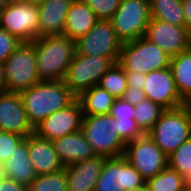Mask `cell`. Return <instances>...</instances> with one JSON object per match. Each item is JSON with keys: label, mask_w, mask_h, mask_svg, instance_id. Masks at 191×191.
I'll list each match as a JSON object with an SVG mask.
<instances>
[{"label": "cell", "mask_w": 191, "mask_h": 191, "mask_svg": "<svg viewBox=\"0 0 191 191\" xmlns=\"http://www.w3.org/2000/svg\"><path fill=\"white\" fill-rule=\"evenodd\" d=\"M116 181V157L106 158L94 191H121Z\"/></svg>", "instance_id": "4dcf8cb0"}, {"label": "cell", "mask_w": 191, "mask_h": 191, "mask_svg": "<svg viewBox=\"0 0 191 191\" xmlns=\"http://www.w3.org/2000/svg\"><path fill=\"white\" fill-rule=\"evenodd\" d=\"M28 191H67L65 169L55 173L37 175L28 186Z\"/></svg>", "instance_id": "f1b7e54d"}, {"label": "cell", "mask_w": 191, "mask_h": 191, "mask_svg": "<svg viewBox=\"0 0 191 191\" xmlns=\"http://www.w3.org/2000/svg\"><path fill=\"white\" fill-rule=\"evenodd\" d=\"M185 190L191 191V171L182 175Z\"/></svg>", "instance_id": "b9f144b4"}, {"label": "cell", "mask_w": 191, "mask_h": 191, "mask_svg": "<svg viewBox=\"0 0 191 191\" xmlns=\"http://www.w3.org/2000/svg\"><path fill=\"white\" fill-rule=\"evenodd\" d=\"M6 179V177L0 172V186L3 184V181Z\"/></svg>", "instance_id": "bcb514c9"}, {"label": "cell", "mask_w": 191, "mask_h": 191, "mask_svg": "<svg viewBox=\"0 0 191 191\" xmlns=\"http://www.w3.org/2000/svg\"><path fill=\"white\" fill-rule=\"evenodd\" d=\"M116 177L121 191L145 188L146 181L124 156L116 157Z\"/></svg>", "instance_id": "d4e9b609"}, {"label": "cell", "mask_w": 191, "mask_h": 191, "mask_svg": "<svg viewBox=\"0 0 191 191\" xmlns=\"http://www.w3.org/2000/svg\"><path fill=\"white\" fill-rule=\"evenodd\" d=\"M73 0H46L38 4L40 37L62 35Z\"/></svg>", "instance_id": "d6986e66"}, {"label": "cell", "mask_w": 191, "mask_h": 191, "mask_svg": "<svg viewBox=\"0 0 191 191\" xmlns=\"http://www.w3.org/2000/svg\"><path fill=\"white\" fill-rule=\"evenodd\" d=\"M28 154L37 175H45L64 169L52 141L35 133L28 136Z\"/></svg>", "instance_id": "e0dca14e"}, {"label": "cell", "mask_w": 191, "mask_h": 191, "mask_svg": "<svg viewBox=\"0 0 191 191\" xmlns=\"http://www.w3.org/2000/svg\"><path fill=\"white\" fill-rule=\"evenodd\" d=\"M24 139V136L0 131V165L10 157L13 151Z\"/></svg>", "instance_id": "d6a6232c"}, {"label": "cell", "mask_w": 191, "mask_h": 191, "mask_svg": "<svg viewBox=\"0 0 191 191\" xmlns=\"http://www.w3.org/2000/svg\"><path fill=\"white\" fill-rule=\"evenodd\" d=\"M6 91L20 93L41 82L33 42H21L3 63Z\"/></svg>", "instance_id": "8992f818"}, {"label": "cell", "mask_w": 191, "mask_h": 191, "mask_svg": "<svg viewBox=\"0 0 191 191\" xmlns=\"http://www.w3.org/2000/svg\"><path fill=\"white\" fill-rule=\"evenodd\" d=\"M123 156L145 181L168 167V156L147 134L128 142Z\"/></svg>", "instance_id": "8fae6325"}, {"label": "cell", "mask_w": 191, "mask_h": 191, "mask_svg": "<svg viewBox=\"0 0 191 191\" xmlns=\"http://www.w3.org/2000/svg\"><path fill=\"white\" fill-rule=\"evenodd\" d=\"M0 172L10 180L25 186L37 176L28 154V136L17 146L10 157L0 165Z\"/></svg>", "instance_id": "ac0fdd59"}, {"label": "cell", "mask_w": 191, "mask_h": 191, "mask_svg": "<svg viewBox=\"0 0 191 191\" xmlns=\"http://www.w3.org/2000/svg\"><path fill=\"white\" fill-rule=\"evenodd\" d=\"M122 99L126 102H129L133 106L138 105L140 102L146 99L145 93L143 90L133 89V87H127L122 96Z\"/></svg>", "instance_id": "8d00e7d4"}, {"label": "cell", "mask_w": 191, "mask_h": 191, "mask_svg": "<svg viewBox=\"0 0 191 191\" xmlns=\"http://www.w3.org/2000/svg\"><path fill=\"white\" fill-rule=\"evenodd\" d=\"M76 53L83 56L100 55L119 61L122 41L117 37L111 20L99 19L95 26L76 41Z\"/></svg>", "instance_id": "30bf717a"}, {"label": "cell", "mask_w": 191, "mask_h": 191, "mask_svg": "<svg viewBox=\"0 0 191 191\" xmlns=\"http://www.w3.org/2000/svg\"><path fill=\"white\" fill-rule=\"evenodd\" d=\"M146 134L169 156L191 137V112L184 105L166 109Z\"/></svg>", "instance_id": "277c9868"}, {"label": "cell", "mask_w": 191, "mask_h": 191, "mask_svg": "<svg viewBox=\"0 0 191 191\" xmlns=\"http://www.w3.org/2000/svg\"><path fill=\"white\" fill-rule=\"evenodd\" d=\"M169 68L180 97L185 100L191 94V47L171 57Z\"/></svg>", "instance_id": "603a6c76"}, {"label": "cell", "mask_w": 191, "mask_h": 191, "mask_svg": "<svg viewBox=\"0 0 191 191\" xmlns=\"http://www.w3.org/2000/svg\"><path fill=\"white\" fill-rule=\"evenodd\" d=\"M120 138L127 144L145 135L135 119L116 120Z\"/></svg>", "instance_id": "836d02e7"}, {"label": "cell", "mask_w": 191, "mask_h": 191, "mask_svg": "<svg viewBox=\"0 0 191 191\" xmlns=\"http://www.w3.org/2000/svg\"><path fill=\"white\" fill-rule=\"evenodd\" d=\"M171 57L158 45L144 36L122 44L118 63L125 71H137L147 75L169 68Z\"/></svg>", "instance_id": "5b68a950"}, {"label": "cell", "mask_w": 191, "mask_h": 191, "mask_svg": "<svg viewBox=\"0 0 191 191\" xmlns=\"http://www.w3.org/2000/svg\"><path fill=\"white\" fill-rule=\"evenodd\" d=\"M184 12V27L191 35V0H182Z\"/></svg>", "instance_id": "ab89813d"}, {"label": "cell", "mask_w": 191, "mask_h": 191, "mask_svg": "<svg viewBox=\"0 0 191 191\" xmlns=\"http://www.w3.org/2000/svg\"><path fill=\"white\" fill-rule=\"evenodd\" d=\"M144 37L174 57L191 47V35L180 27L158 19H151Z\"/></svg>", "instance_id": "4fadbf2b"}, {"label": "cell", "mask_w": 191, "mask_h": 191, "mask_svg": "<svg viewBox=\"0 0 191 191\" xmlns=\"http://www.w3.org/2000/svg\"><path fill=\"white\" fill-rule=\"evenodd\" d=\"M77 99L81 104L83 115H102L110 114L116 98L105 89L95 85L83 91Z\"/></svg>", "instance_id": "7402d4cb"}, {"label": "cell", "mask_w": 191, "mask_h": 191, "mask_svg": "<svg viewBox=\"0 0 191 191\" xmlns=\"http://www.w3.org/2000/svg\"><path fill=\"white\" fill-rule=\"evenodd\" d=\"M25 1H29V2H31V3H33V4H40V3H42L43 1H46V0H25Z\"/></svg>", "instance_id": "ee69618b"}, {"label": "cell", "mask_w": 191, "mask_h": 191, "mask_svg": "<svg viewBox=\"0 0 191 191\" xmlns=\"http://www.w3.org/2000/svg\"><path fill=\"white\" fill-rule=\"evenodd\" d=\"M98 86L116 99L122 98L128 87L124 68L118 62L114 63L101 77Z\"/></svg>", "instance_id": "4316f807"}, {"label": "cell", "mask_w": 191, "mask_h": 191, "mask_svg": "<svg viewBox=\"0 0 191 191\" xmlns=\"http://www.w3.org/2000/svg\"><path fill=\"white\" fill-rule=\"evenodd\" d=\"M115 62L110 57L75 54L64 77L65 85L78 97L83 91L98 85L101 77Z\"/></svg>", "instance_id": "ba28073f"}, {"label": "cell", "mask_w": 191, "mask_h": 191, "mask_svg": "<svg viewBox=\"0 0 191 191\" xmlns=\"http://www.w3.org/2000/svg\"><path fill=\"white\" fill-rule=\"evenodd\" d=\"M127 85L128 87H133V89L143 90L144 81L146 78L145 74L137 71H125Z\"/></svg>", "instance_id": "74e56055"}, {"label": "cell", "mask_w": 191, "mask_h": 191, "mask_svg": "<svg viewBox=\"0 0 191 191\" xmlns=\"http://www.w3.org/2000/svg\"><path fill=\"white\" fill-rule=\"evenodd\" d=\"M41 80H64L76 54V42L64 35H47L32 41Z\"/></svg>", "instance_id": "7a4b0ae2"}, {"label": "cell", "mask_w": 191, "mask_h": 191, "mask_svg": "<svg viewBox=\"0 0 191 191\" xmlns=\"http://www.w3.org/2000/svg\"><path fill=\"white\" fill-rule=\"evenodd\" d=\"M0 28L21 42L39 39L38 5L25 0L6 4L0 11Z\"/></svg>", "instance_id": "52a82bcc"}, {"label": "cell", "mask_w": 191, "mask_h": 191, "mask_svg": "<svg viewBox=\"0 0 191 191\" xmlns=\"http://www.w3.org/2000/svg\"><path fill=\"white\" fill-rule=\"evenodd\" d=\"M166 109L161 105L145 99L135 106V120L140 129L146 134L160 119Z\"/></svg>", "instance_id": "83f0119b"}, {"label": "cell", "mask_w": 191, "mask_h": 191, "mask_svg": "<svg viewBox=\"0 0 191 191\" xmlns=\"http://www.w3.org/2000/svg\"><path fill=\"white\" fill-rule=\"evenodd\" d=\"M19 1H22V0H4V3L11 4V3H18Z\"/></svg>", "instance_id": "f6af8a7d"}, {"label": "cell", "mask_w": 191, "mask_h": 191, "mask_svg": "<svg viewBox=\"0 0 191 191\" xmlns=\"http://www.w3.org/2000/svg\"><path fill=\"white\" fill-rule=\"evenodd\" d=\"M52 143L64 167L97 156L81 130L55 139Z\"/></svg>", "instance_id": "ffe728a7"}, {"label": "cell", "mask_w": 191, "mask_h": 191, "mask_svg": "<svg viewBox=\"0 0 191 191\" xmlns=\"http://www.w3.org/2000/svg\"><path fill=\"white\" fill-rule=\"evenodd\" d=\"M146 191H183L184 183L182 174L170 169H163L145 184Z\"/></svg>", "instance_id": "484cf974"}, {"label": "cell", "mask_w": 191, "mask_h": 191, "mask_svg": "<svg viewBox=\"0 0 191 191\" xmlns=\"http://www.w3.org/2000/svg\"><path fill=\"white\" fill-rule=\"evenodd\" d=\"M143 91L146 99L165 109H174L184 105V100L177 92L170 68L148 73L144 81Z\"/></svg>", "instance_id": "5bb4252c"}, {"label": "cell", "mask_w": 191, "mask_h": 191, "mask_svg": "<svg viewBox=\"0 0 191 191\" xmlns=\"http://www.w3.org/2000/svg\"><path fill=\"white\" fill-rule=\"evenodd\" d=\"M86 4L96 14L98 19L110 20L118 7L121 0H84Z\"/></svg>", "instance_id": "1f68e13d"}, {"label": "cell", "mask_w": 191, "mask_h": 191, "mask_svg": "<svg viewBox=\"0 0 191 191\" xmlns=\"http://www.w3.org/2000/svg\"><path fill=\"white\" fill-rule=\"evenodd\" d=\"M168 167L182 175L191 171V137L168 156Z\"/></svg>", "instance_id": "f546056e"}, {"label": "cell", "mask_w": 191, "mask_h": 191, "mask_svg": "<svg viewBox=\"0 0 191 191\" xmlns=\"http://www.w3.org/2000/svg\"><path fill=\"white\" fill-rule=\"evenodd\" d=\"M98 20L84 0H73L65 19L62 35L76 41L86 35Z\"/></svg>", "instance_id": "44dd1931"}, {"label": "cell", "mask_w": 191, "mask_h": 191, "mask_svg": "<svg viewBox=\"0 0 191 191\" xmlns=\"http://www.w3.org/2000/svg\"><path fill=\"white\" fill-rule=\"evenodd\" d=\"M0 131L11 132L25 138L34 133L19 93H0Z\"/></svg>", "instance_id": "9a60e30c"}, {"label": "cell", "mask_w": 191, "mask_h": 191, "mask_svg": "<svg viewBox=\"0 0 191 191\" xmlns=\"http://www.w3.org/2000/svg\"><path fill=\"white\" fill-rule=\"evenodd\" d=\"M117 121L110 114L83 115L81 131L97 156H123L126 143L120 138Z\"/></svg>", "instance_id": "3957f363"}, {"label": "cell", "mask_w": 191, "mask_h": 191, "mask_svg": "<svg viewBox=\"0 0 191 191\" xmlns=\"http://www.w3.org/2000/svg\"><path fill=\"white\" fill-rule=\"evenodd\" d=\"M6 91V83H5V76H4V68L3 64L0 63V93Z\"/></svg>", "instance_id": "60d3db41"}, {"label": "cell", "mask_w": 191, "mask_h": 191, "mask_svg": "<svg viewBox=\"0 0 191 191\" xmlns=\"http://www.w3.org/2000/svg\"><path fill=\"white\" fill-rule=\"evenodd\" d=\"M5 5L4 0H0V9H2Z\"/></svg>", "instance_id": "c3c4849f"}, {"label": "cell", "mask_w": 191, "mask_h": 191, "mask_svg": "<svg viewBox=\"0 0 191 191\" xmlns=\"http://www.w3.org/2000/svg\"><path fill=\"white\" fill-rule=\"evenodd\" d=\"M110 115L116 120H129L135 118V106L122 98L114 100Z\"/></svg>", "instance_id": "d590c367"}, {"label": "cell", "mask_w": 191, "mask_h": 191, "mask_svg": "<svg viewBox=\"0 0 191 191\" xmlns=\"http://www.w3.org/2000/svg\"><path fill=\"white\" fill-rule=\"evenodd\" d=\"M151 19L184 27L182 0H149Z\"/></svg>", "instance_id": "cb8c5ba5"}, {"label": "cell", "mask_w": 191, "mask_h": 191, "mask_svg": "<svg viewBox=\"0 0 191 191\" xmlns=\"http://www.w3.org/2000/svg\"><path fill=\"white\" fill-rule=\"evenodd\" d=\"M83 112L76 98L69 106L52 113L34 127V133L49 141L81 130Z\"/></svg>", "instance_id": "7c38bea8"}, {"label": "cell", "mask_w": 191, "mask_h": 191, "mask_svg": "<svg viewBox=\"0 0 191 191\" xmlns=\"http://www.w3.org/2000/svg\"><path fill=\"white\" fill-rule=\"evenodd\" d=\"M125 191H146V188H139L135 190H125Z\"/></svg>", "instance_id": "7dc6e473"}, {"label": "cell", "mask_w": 191, "mask_h": 191, "mask_svg": "<svg viewBox=\"0 0 191 191\" xmlns=\"http://www.w3.org/2000/svg\"><path fill=\"white\" fill-rule=\"evenodd\" d=\"M184 106L191 112V94L184 100Z\"/></svg>", "instance_id": "7bdbcfd3"}, {"label": "cell", "mask_w": 191, "mask_h": 191, "mask_svg": "<svg viewBox=\"0 0 191 191\" xmlns=\"http://www.w3.org/2000/svg\"><path fill=\"white\" fill-rule=\"evenodd\" d=\"M19 94L33 127L77 98L63 80H42Z\"/></svg>", "instance_id": "6da1fadb"}, {"label": "cell", "mask_w": 191, "mask_h": 191, "mask_svg": "<svg viewBox=\"0 0 191 191\" xmlns=\"http://www.w3.org/2000/svg\"><path fill=\"white\" fill-rule=\"evenodd\" d=\"M20 43L15 36L0 28V63L3 64Z\"/></svg>", "instance_id": "e575fe53"}, {"label": "cell", "mask_w": 191, "mask_h": 191, "mask_svg": "<svg viewBox=\"0 0 191 191\" xmlns=\"http://www.w3.org/2000/svg\"><path fill=\"white\" fill-rule=\"evenodd\" d=\"M105 159L96 156L66 165L67 191H94Z\"/></svg>", "instance_id": "2e32d148"}, {"label": "cell", "mask_w": 191, "mask_h": 191, "mask_svg": "<svg viewBox=\"0 0 191 191\" xmlns=\"http://www.w3.org/2000/svg\"><path fill=\"white\" fill-rule=\"evenodd\" d=\"M110 20L122 43L143 37L151 20L149 0H121Z\"/></svg>", "instance_id": "9c48e42d"}, {"label": "cell", "mask_w": 191, "mask_h": 191, "mask_svg": "<svg viewBox=\"0 0 191 191\" xmlns=\"http://www.w3.org/2000/svg\"><path fill=\"white\" fill-rule=\"evenodd\" d=\"M0 191H28V187L6 178L0 186Z\"/></svg>", "instance_id": "f35d334b"}]
</instances>
